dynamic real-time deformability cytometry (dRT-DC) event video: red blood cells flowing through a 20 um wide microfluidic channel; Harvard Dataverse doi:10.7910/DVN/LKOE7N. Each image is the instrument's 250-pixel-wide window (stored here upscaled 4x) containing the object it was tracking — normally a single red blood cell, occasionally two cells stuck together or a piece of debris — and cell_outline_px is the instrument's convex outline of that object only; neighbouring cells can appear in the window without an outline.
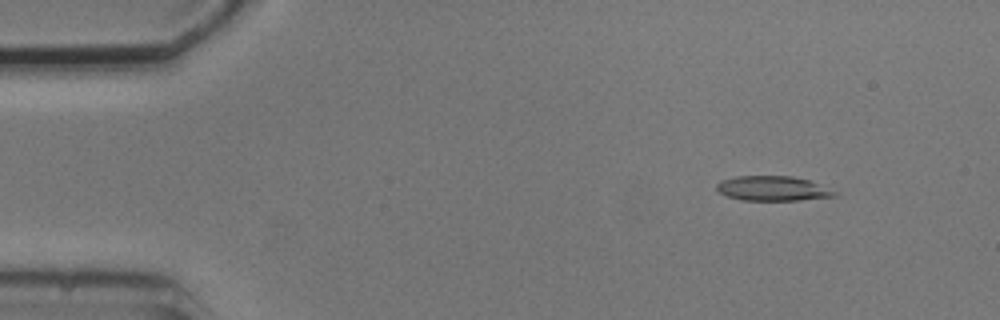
{"species": "common noctule bat (a hibernating species)", "species_latin": "Nyctalus noctula", "temperature_condition": "cold", "stored_images_in_passage": 5, "camera_frame_rate_fps": 3000, "um_per_image_px": 0.085, "animal": {"sex": "male", "body_mass_g": 20.5, "forearm_length_mm": 52.5}, "frame": {"image": 1, "passage_image": 2, "time_ms": 1.0, "image_size_px": [1000, 320], "cell_outline_px": [[840, 196], [800, 200], [740, 200], [728, 196], [720, 192], [716, 188], [716, 184], [720, 180], [736, 176], [792, 176], [808, 180], [836, 192]], "centroid_in_image_um": [65.66, 16.02], "position_along_channel_um": 19.3, "area_um2": 16.94}}
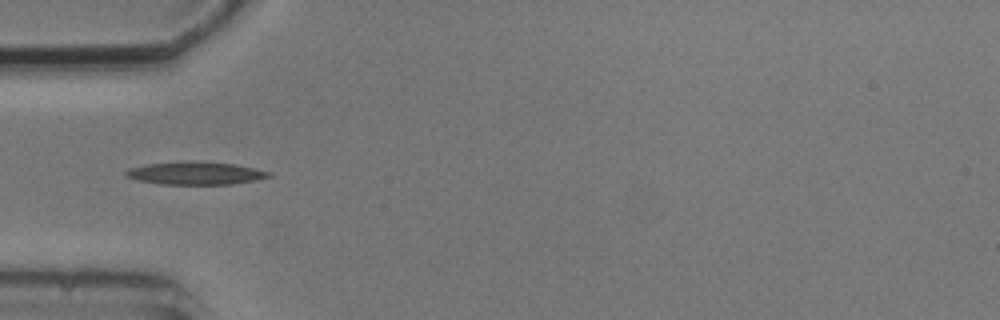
{"frame": {"image": 2, "passage_image": 5, "time_ms": 4.667, "image_size_px": [1000, 320], "cell_outline_px": [[272, 176], [256, 180], [232, 184], [160, 184], [136, 180], [124, 176], [124, 172], [128, 168], [148, 164], [180, 160], [188, 160], [236, 164], [272, 172]], "centroid_in_image_um": [16.59, 14.71], "position_along_channel_um": 68.4, "area_um2": 19.36}}